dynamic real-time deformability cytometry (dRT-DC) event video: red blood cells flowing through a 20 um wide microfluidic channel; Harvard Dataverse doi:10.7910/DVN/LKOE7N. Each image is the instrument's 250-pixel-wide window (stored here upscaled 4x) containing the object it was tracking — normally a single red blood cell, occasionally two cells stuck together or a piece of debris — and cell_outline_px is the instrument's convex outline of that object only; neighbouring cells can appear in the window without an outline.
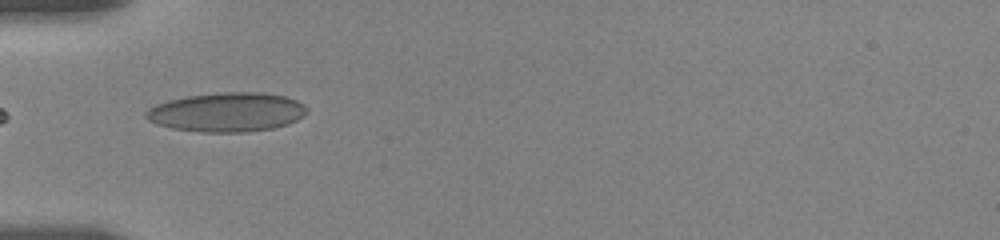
{"species": "human", "species_latin": "Homo sapiens", "temperature_condition": "room temperature", "stored_images_in_passage": 33, "camera_frame_rate_fps": 3000, "um_per_image_px": 0.085, "donor": {"sex": "female"}, "frame": {"image": 1, "passage_image": 7, "time_ms": 5.667, "image_size_px": [1000, 240], "cell_outline_px": [[308, 112], [296, 120], [288, 124], [272, 128], [244, 132], [200, 132], [172, 128], [156, 124], [148, 120], [144, 116], [144, 112], [148, 108], [156, 104], [168, 100], [188, 96], [220, 92], [260, 92], [284, 96], [296, 100], [304, 104], [308, 108]], "centroid_in_image_um": [19.27, 9.53], "position_along_channel_um": 65.7, "area_um2": 36.88}}
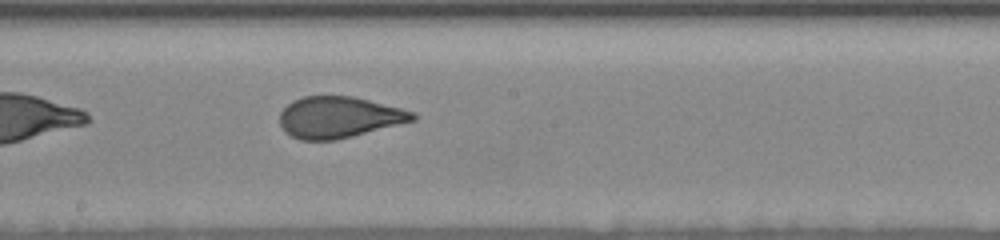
{"frame": {"image": 2, "passage_image": 16, "time_ms": 10.0, "image_size_px": [1000, 240], "cell_outline_px": [[420, 116], [416, 120], [336, 140], [300, 140], [284, 132], [280, 124], [280, 112], [292, 100], [304, 96], [352, 96], [416, 112]], "centroid_in_image_um": [28.81, 9.97], "position_along_channel_um": 219.4, "area_um2": 32.02}}
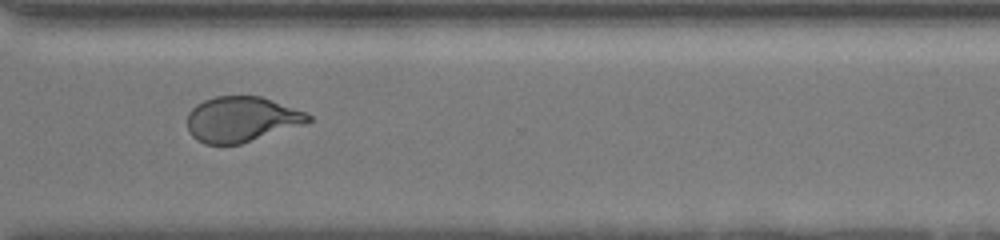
{"frame": {"image": 3, "passage_image": 25, "time_ms": 13.667, "image_size_px": [1000, 240], "cell_outline_px": [[312, 120], [304, 124], [240, 144], [204, 144], [196, 140], [188, 132], [188, 112], [196, 104], [204, 100], [216, 96], [260, 96], [272, 100], [304, 112], [312, 116]], "centroid_in_image_um": [20.49, 10.14], "position_along_channel_um": 350.1, "area_um2": 31.79}, "authors_computed_cell_mechanics": {"area_um2": 33.235, "velocity_mm_per_s": 3.5643, "shape_relaxation_time_tau1_ms": 8.8641, "shape_relaxation_time_tau2_ms": null, "deformation_change_tau1": 0.2122, "deformation_change_tau2": null}}